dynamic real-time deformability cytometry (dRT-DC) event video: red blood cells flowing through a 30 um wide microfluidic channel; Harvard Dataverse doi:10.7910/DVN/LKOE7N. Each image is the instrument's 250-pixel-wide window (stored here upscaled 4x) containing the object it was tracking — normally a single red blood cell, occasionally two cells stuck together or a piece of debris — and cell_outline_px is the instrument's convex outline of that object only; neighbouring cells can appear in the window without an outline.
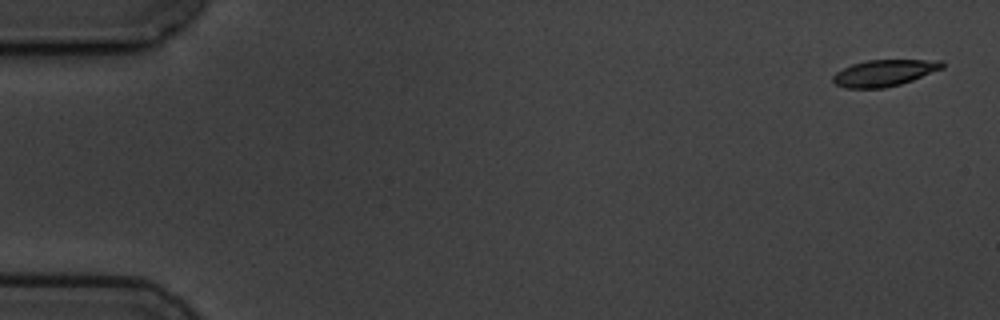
{"species": "common noctule bat (a hibernating species)", "species_latin": "Nyctalus noctula", "temperature_condition": "cold", "stored_images_in_passage": 5, "camera_frame_rate_fps": 3000, "um_per_image_px": 0.085, "animal": {"sex": "male", "body_mass_g": 19.5, "forearm_length_mm": 54.6}, "frame": {"image": 1, "passage_image": 1, "time_ms": 0.0, "image_size_px": [1000, 320], "cell_outline_px": [[944, 68], [912, 80], [900, 84], [884, 88], [844, 88], [836, 84], [832, 80], [832, 76], [836, 72], [852, 64], [868, 60], [944, 60]], "centroid_in_image_um": [75.17, 6.2], "position_along_channel_um": 9.8, "area_um2": 16.82}}
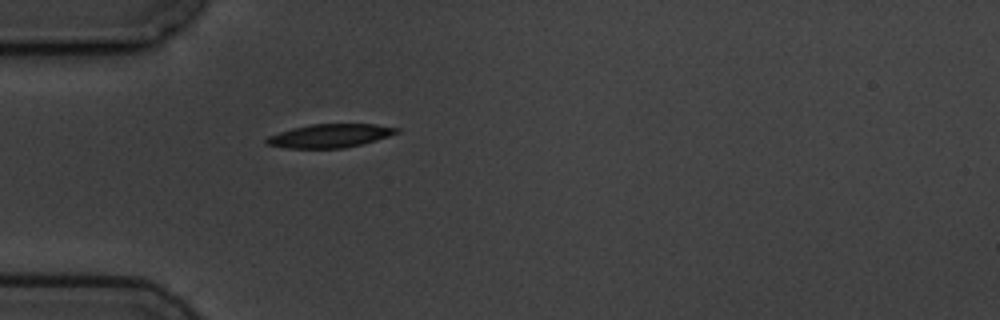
{"frame": {"image": 2, "passage_image": 5, "time_ms": 5.0, "image_size_px": [1000, 320], "cell_outline_px": [[400, 132], [376, 140], [344, 148], [288, 148], [268, 144], [264, 140], [268, 136], [292, 128], [312, 124], [376, 124], [400, 128]], "centroid_in_image_um": [28.07, 11.53], "position_along_channel_um": 56.9, "area_um2": 17.69}}